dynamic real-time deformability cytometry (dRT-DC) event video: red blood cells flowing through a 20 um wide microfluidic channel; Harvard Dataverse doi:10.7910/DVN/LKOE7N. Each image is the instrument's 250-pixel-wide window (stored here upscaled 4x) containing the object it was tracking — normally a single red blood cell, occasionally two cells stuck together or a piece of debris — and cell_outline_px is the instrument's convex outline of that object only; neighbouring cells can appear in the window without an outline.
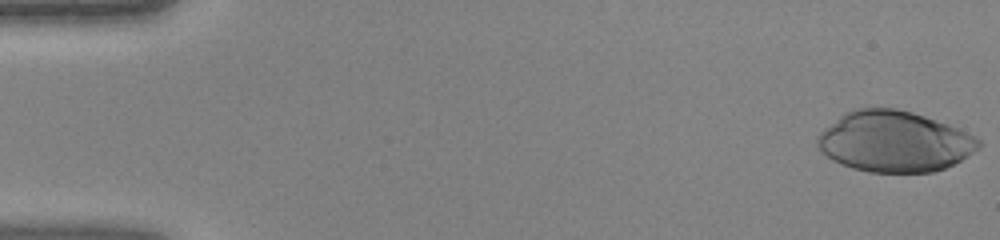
{"species": "human", "species_latin": "Homo sapiens", "temperature_condition": "warm", "stored_images_in_passage": 45, "camera_frame_rate_fps": 3000, "um_per_image_px": 0.085, "donor": {"sex": "female"}, "frame": {"image": 1, "passage_image": 1, "time_ms": 0.0, "image_size_px": [1000, 240], "cell_outline_px": [[980, 148], [960, 160], [944, 168], [932, 172], [868, 172], [852, 168], [840, 164], [832, 160], [816, 144], [816, 136], [820, 132], [844, 112], [856, 108], [896, 108], [912, 112], [948, 124], [976, 136], [980, 140]], "centroid_in_image_um": [76.0, 12.02], "position_along_channel_um": 9.0, "area_um2": 56.99}}
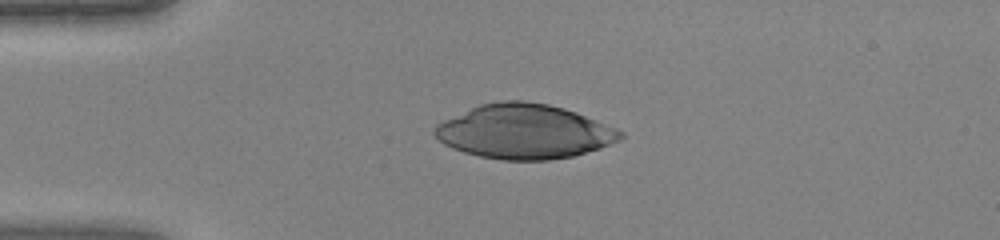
{"frame": {"image": 2, "passage_image": 11, "time_ms": 3.333, "image_size_px": [1000, 240], "cell_outline_px": [[624, 136], [620, 140], [600, 148], [572, 156], [548, 160], [500, 160], [480, 156], [464, 152], [452, 148], [444, 144], [432, 132], [436, 124], [444, 120], [480, 104], [504, 100], [524, 100], [548, 104], [564, 108], [576, 112], [616, 128], [624, 132]], "centroid_in_image_um": [44.56, 11.18], "position_along_channel_um": 40.4, "area_um2": 58.78}}